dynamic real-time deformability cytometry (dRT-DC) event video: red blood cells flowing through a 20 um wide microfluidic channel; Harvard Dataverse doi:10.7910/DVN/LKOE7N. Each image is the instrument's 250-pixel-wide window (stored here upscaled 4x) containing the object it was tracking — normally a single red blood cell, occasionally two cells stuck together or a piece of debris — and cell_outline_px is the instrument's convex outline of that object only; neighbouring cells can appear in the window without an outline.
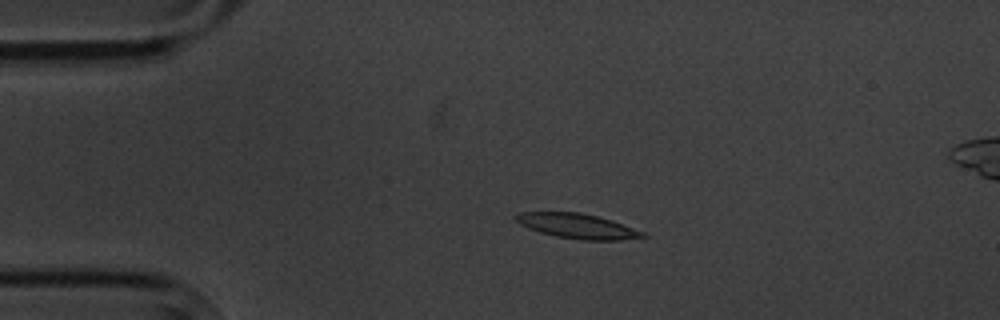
{"species": "common noctule bat (a hibernating species)", "species_latin": "Nyctalus noctula", "temperature_condition": "cold", "stored_images_in_passage": 5, "camera_frame_rate_fps": 3000, "um_per_image_px": 0.085, "animal": {"sex": "male", "body_mass_g": 20.1, "forearm_length_mm": 53.5}, "frame": {"image": 1, "passage_image": 3, "time_ms": 3.333, "image_size_px": [1000, 320], "cell_outline_px": [[648, 236], [620, 240], [584, 240], [556, 236], [540, 232], [528, 228], [520, 224], [512, 216], [520, 212], [580, 212], [612, 220], [644, 232]], "centroid_in_image_um": [49.06, 19.21], "position_along_channel_um": 35.9, "area_um2": 18.26}}